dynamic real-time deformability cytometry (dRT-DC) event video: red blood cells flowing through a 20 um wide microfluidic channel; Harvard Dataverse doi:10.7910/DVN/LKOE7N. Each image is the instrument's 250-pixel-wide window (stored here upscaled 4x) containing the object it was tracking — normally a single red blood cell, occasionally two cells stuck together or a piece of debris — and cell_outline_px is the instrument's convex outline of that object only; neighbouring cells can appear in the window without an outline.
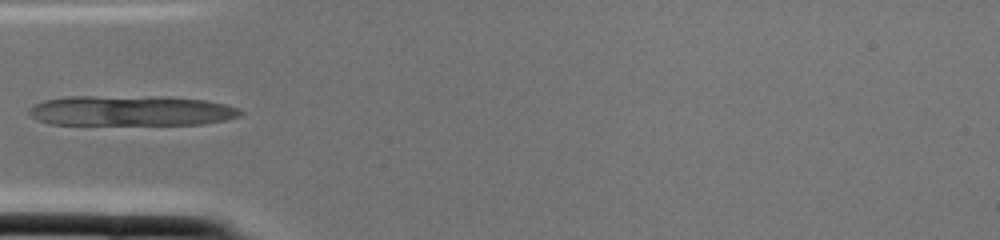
{"species": "common noctule bat (a hibernating species)", "species_latin": "Nyctalus noctula", "temperature_condition": "cold", "stored_images_in_passage": 2, "camera_frame_rate_fps": 3000, "um_per_image_px": 0.085, "animal": {"sex": "female", "body_mass_g": 22.0, "forearm_length_mm": 56.7}, "frame": {"image": 1, "passage_image": 2, "time_ms": 0.333, "image_size_px": [1000, 240], "cell_outline_px": [[244, 112], [240, 116], [224, 120], [204, 124], [48, 124], [36, 120], [28, 112], [28, 108], [32, 104], [44, 100], [68, 96], [168, 96], [208, 100], [240, 108]], "centroid_in_image_um": [11.13, 9.4], "position_along_channel_um": 73.9, "area_um2": 37.8}}